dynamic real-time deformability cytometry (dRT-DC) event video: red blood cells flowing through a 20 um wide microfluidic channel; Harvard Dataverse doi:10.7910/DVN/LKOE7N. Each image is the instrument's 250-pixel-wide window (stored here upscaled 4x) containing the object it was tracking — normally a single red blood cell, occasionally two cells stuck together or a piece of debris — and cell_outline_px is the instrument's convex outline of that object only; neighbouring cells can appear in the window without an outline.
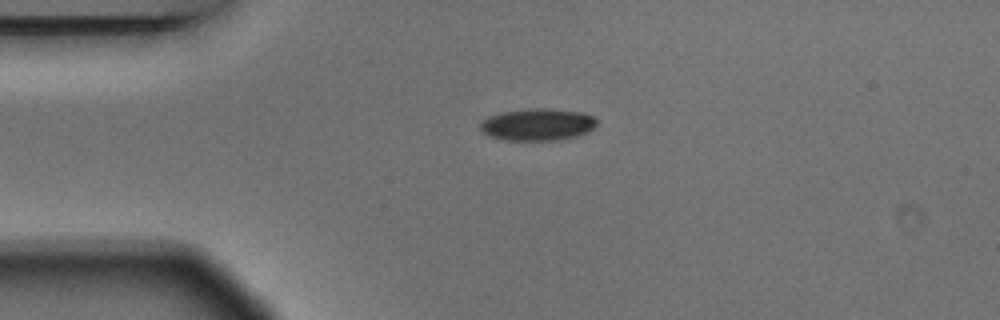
{"species": "Egyptian fruit bat (a non-hibernating species)", "species_latin": "Rousettus aegyptiacus", "temperature_condition": "warm", "stored_images_in_passage": 3, "camera_frame_rate_fps": 3000, "um_per_image_px": 0.085, "animal": {"sex": "male"}, "frame": {"image": 1, "passage_image": 1, "time_ms": 0.0, "image_size_px": [1000, 320], "cell_outline_px": [[596, 124], [588, 132], [576, 136], [560, 140], [504, 140], [488, 136], [480, 128], [480, 124], [488, 116], [504, 112], [536, 108], [544, 108], [580, 112], [592, 116], [596, 120]], "centroid_in_image_um": [45.68, 10.6], "position_along_channel_um": 39.3, "area_um2": 21.5}}
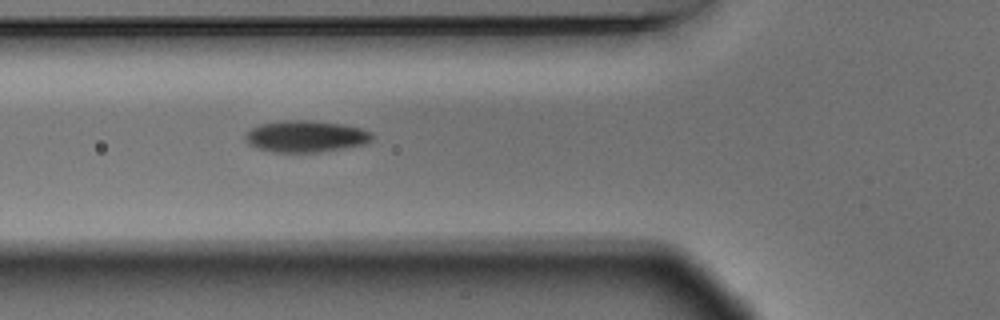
{"frame": {"image": 2, "passage_image": 3, "time_ms": 0.667, "image_size_px": [1000, 320], "cell_outline_px": [[372, 140], [364, 144], [344, 148], [320, 152], [276, 152], [260, 148], [248, 144], [244, 140], [244, 136], [252, 128], [260, 124], [280, 120], [316, 120], [344, 124], [360, 128], [372, 132]], "centroid_in_image_um": [26.0, 11.57], "position_along_channel_um": 99.8, "area_um2": 23.47}}